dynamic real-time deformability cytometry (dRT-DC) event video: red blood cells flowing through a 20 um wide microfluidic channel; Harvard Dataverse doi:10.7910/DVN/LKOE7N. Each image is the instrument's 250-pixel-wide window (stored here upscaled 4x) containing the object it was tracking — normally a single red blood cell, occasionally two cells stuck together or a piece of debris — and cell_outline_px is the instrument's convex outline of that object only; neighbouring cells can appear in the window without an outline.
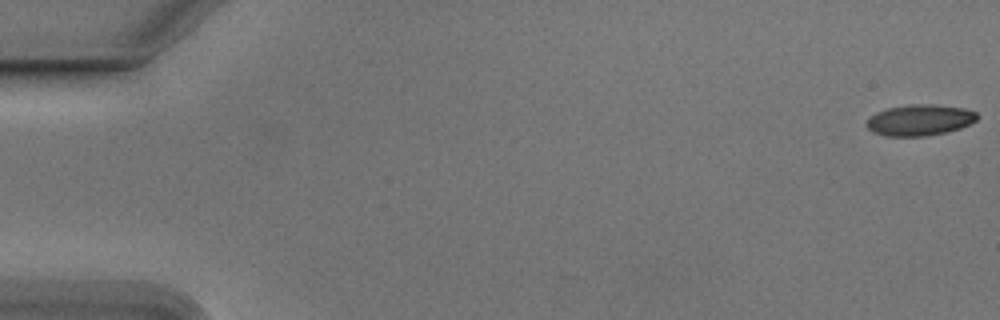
{"species": "Egyptian fruit bat (a non-hibernating species)", "species_latin": "Rousettus aegyptiacus", "temperature_condition": "cold", "stored_images_in_passage": 7, "camera_frame_rate_fps": 3000, "um_per_image_px": 0.085, "animal": {"sex": "male"}, "frame": {"image": 1, "passage_image": 1, "time_ms": 0.0, "image_size_px": [1000, 320], "cell_outline_px": [[980, 116], [976, 120], [960, 128], [948, 132], [928, 136], [884, 136], [872, 132], [868, 128], [868, 120], [876, 112], [888, 108], [912, 104], [932, 104], [964, 108], [976, 112]], "centroid_in_image_um": [78.2, 10.21], "position_along_channel_um": 6.8, "area_um2": 20.0}}